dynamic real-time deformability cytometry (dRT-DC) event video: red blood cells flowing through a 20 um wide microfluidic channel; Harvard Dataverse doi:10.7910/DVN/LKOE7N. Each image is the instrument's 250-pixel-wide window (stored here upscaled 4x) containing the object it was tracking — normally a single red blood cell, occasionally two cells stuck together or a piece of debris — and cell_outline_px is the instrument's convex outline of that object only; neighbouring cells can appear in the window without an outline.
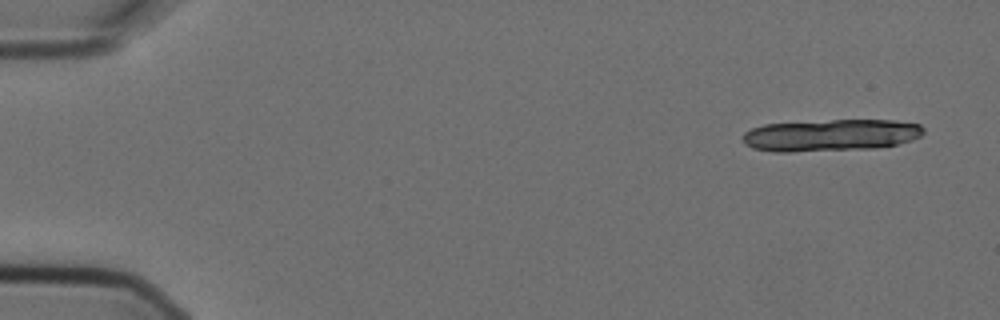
{"species": "Egyptian fruit bat (a non-hibernating species)", "species_latin": "Rousettus aegyptiacus", "temperature_condition": "cold", "stored_images_in_passage": 5, "camera_frame_rate_fps": 3000, "um_per_image_px": 0.085, "animal": {"sex": "female"}, "frame": {"image": 1, "passage_image": 1, "time_ms": 0.0, "image_size_px": [1000, 320], "cell_outline_px": [[924, 132], [920, 136], [912, 140], [896, 144], [876, 148], [788, 152], [772, 152], [752, 148], [744, 144], [740, 136], [744, 132], [752, 128], [764, 124], [832, 120], [896, 120], [920, 124], [924, 128]], "centroid_in_image_um": [70.57, 11.49], "position_along_channel_um": 14.4, "area_um2": 33.93}}